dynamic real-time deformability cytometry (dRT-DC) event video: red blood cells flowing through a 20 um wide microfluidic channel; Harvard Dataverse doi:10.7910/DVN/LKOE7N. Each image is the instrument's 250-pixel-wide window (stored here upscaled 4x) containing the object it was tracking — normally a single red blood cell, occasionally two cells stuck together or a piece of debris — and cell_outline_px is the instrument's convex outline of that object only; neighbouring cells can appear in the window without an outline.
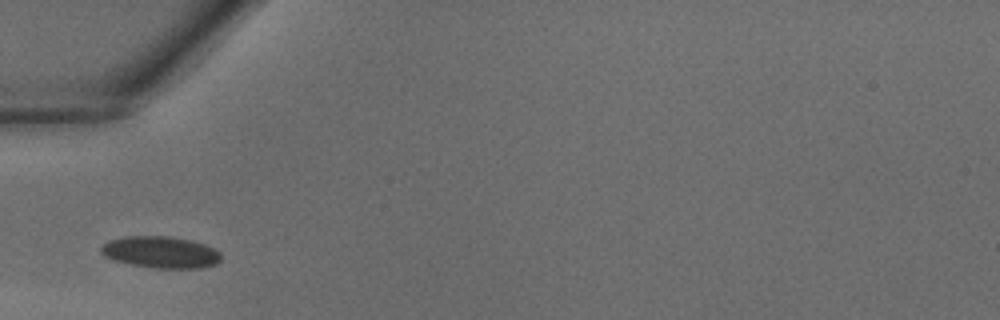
{"species": "common noctule bat (a hibernating species)", "species_latin": "Nyctalus noctula", "temperature_condition": "warm", "stored_images_in_passage": 21, "camera_frame_rate_fps": 3000, "um_per_image_px": 0.085, "animal": {"sex": "male", "body_mass_g": 18.8}, "frame": {"image": 1, "passage_image": 1, "time_ms": 0.0, "image_size_px": [1000, 320], "cell_outline_px": [[220, 260], [216, 264], [200, 268], [152, 268], [128, 264], [104, 256], [100, 252], [100, 248], [108, 240], [128, 236], [172, 236], [192, 240], [204, 244], [220, 252]], "centroid_in_image_um": [13.65, 21.43], "position_along_channel_um": 71.4, "area_um2": 22.25}}
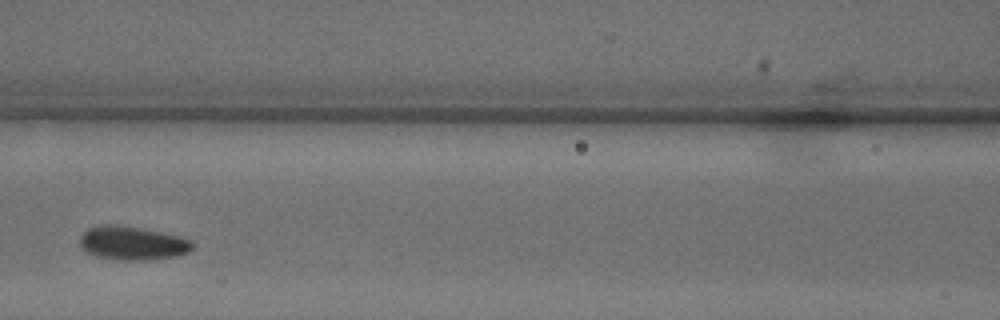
{"frame": {"image": 2, "passage_image": 6, "time_ms": 1.667, "image_size_px": [1000, 320], "cell_outline_px": [[196, 244], [188, 252], [176, 256], [144, 260], [120, 260], [96, 256], [84, 252], [80, 248], [80, 236], [88, 228], [96, 224], [116, 224], [140, 228], [160, 232], [192, 240]], "centroid_in_image_um": [11.2, 20.66], "position_along_channel_um": 155.4, "area_um2": 22.25}}
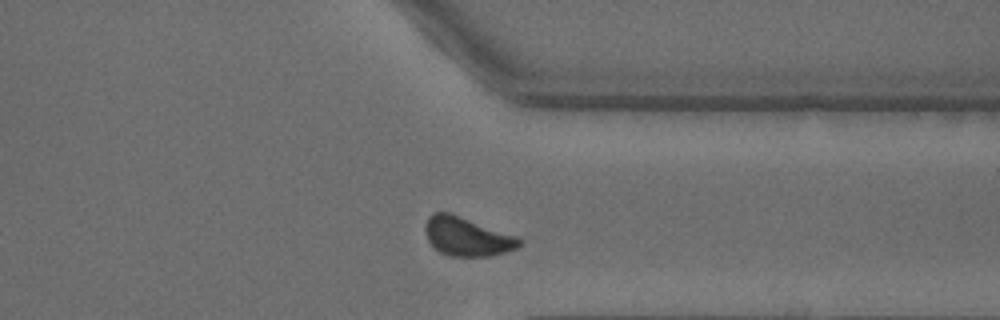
{"frame": {"image": 3, "passage_image": 19, "time_ms": 6.0, "image_size_px": [1000, 320], "cell_outline_px": [[524, 244], [516, 248], [492, 256], [448, 256], [440, 252], [428, 240], [424, 228], [424, 224], [428, 216], [432, 212], [448, 212], [516, 236], [524, 240]], "centroid_in_image_um": [39.69, 20.11], "position_along_channel_um": 371.7, "area_um2": 21.21}}